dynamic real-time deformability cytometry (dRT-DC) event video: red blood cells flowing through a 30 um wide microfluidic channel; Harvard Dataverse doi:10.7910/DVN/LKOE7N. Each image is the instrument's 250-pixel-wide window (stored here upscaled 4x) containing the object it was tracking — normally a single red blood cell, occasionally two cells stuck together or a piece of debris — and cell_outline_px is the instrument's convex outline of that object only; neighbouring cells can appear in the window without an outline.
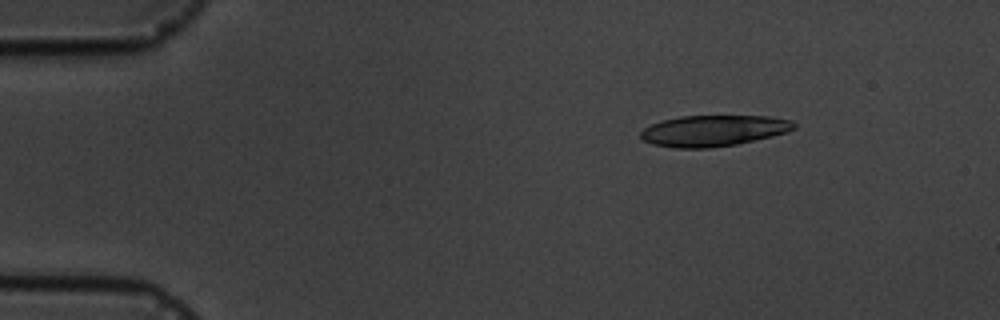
{"species": "common noctule bat (a hibernating species)", "species_latin": "Nyctalus noctula", "temperature_condition": "cold", "stored_images_in_passage": 6, "camera_frame_rate_fps": 3000, "um_per_image_px": 0.085, "animal": {"sex": "male", "body_mass_g": 19.5, "forearm_length_mm": 54.6}, "frame": {"image": 1, "passage_image": 3, "time_ms": 2.333, "image_size_px": [1000, 320], "cell_outline_px": [[796, 128], [788, 132], [772, 136], [736, 144], [708, 148], [676, 148], [652, 144], [644, 140], [640, 136], [640, 132], [644, 128], [652, 124], [664, 120], [680, 116], [768, 116], [792, 120], [796, 124]], "centroid_in_image_um": [60.67, 11.11], "position_along_channel_um": 24.3, "area_um2": 27.69}}